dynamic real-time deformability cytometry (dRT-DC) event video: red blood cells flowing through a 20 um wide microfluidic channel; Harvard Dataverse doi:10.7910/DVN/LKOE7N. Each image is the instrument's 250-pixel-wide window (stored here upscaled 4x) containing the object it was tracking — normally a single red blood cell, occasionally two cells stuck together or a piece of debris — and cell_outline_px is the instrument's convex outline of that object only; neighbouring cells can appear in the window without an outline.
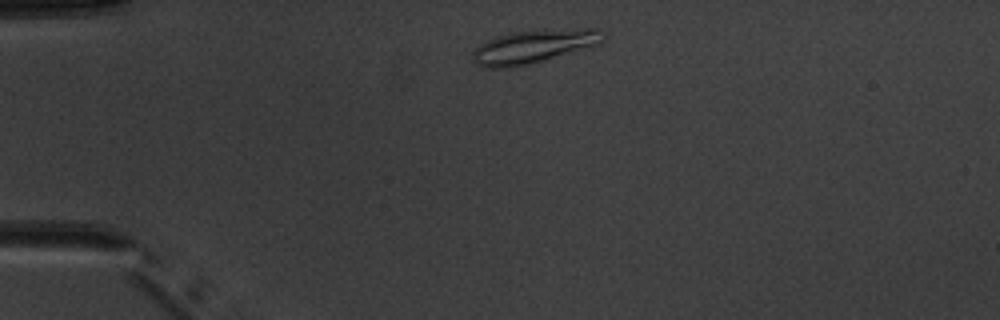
{"species": "common noctule bat (a hibernating species)", "species_latin": "Nyctalus noctula", "temperature_condition": "warm", "stored_images_in_passage": 3, "camera_frame_rate_fps": 3000, "um_per_image_px": 0.085, "animal": {"sex": "male", "body_mass_g": 20.1, "forearm_length_mm": 53.5}, "frame": {"image": 1, "passage_image": 1, "time_ms": 0.0, "image_size_px": [1000, 320], "cell_outline_px": [[604, 32], [600, 44], [528, 64], [508, 68], [484, 68], [476, 64], [472, 60], [472, 52], [480, 44], [488, 40], [500, 36], [516, 32], [584, 28], [600, 28]], "centroid_in_image_um": [45.34, 3.96], "position_along_channel_um": 39.7, "area_um2": 24.85}}
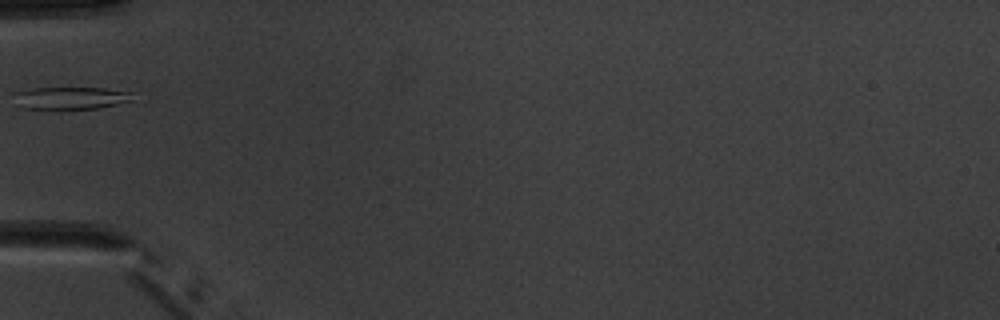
{"frame": {"image": 2, "passage_image": 3, "time_ms": 2.0, "image_size_px": [1000, 320], "cell_outline_px": [[136, 100], [100, 108], [60, 112], [20, 108], [16, 92], [32, 88], [104, 88], [136, 92]], "centroid_in_image_um": [6.13, 8.38], "position_along_channel_um": 78.9, "area_um2": 16.53}}